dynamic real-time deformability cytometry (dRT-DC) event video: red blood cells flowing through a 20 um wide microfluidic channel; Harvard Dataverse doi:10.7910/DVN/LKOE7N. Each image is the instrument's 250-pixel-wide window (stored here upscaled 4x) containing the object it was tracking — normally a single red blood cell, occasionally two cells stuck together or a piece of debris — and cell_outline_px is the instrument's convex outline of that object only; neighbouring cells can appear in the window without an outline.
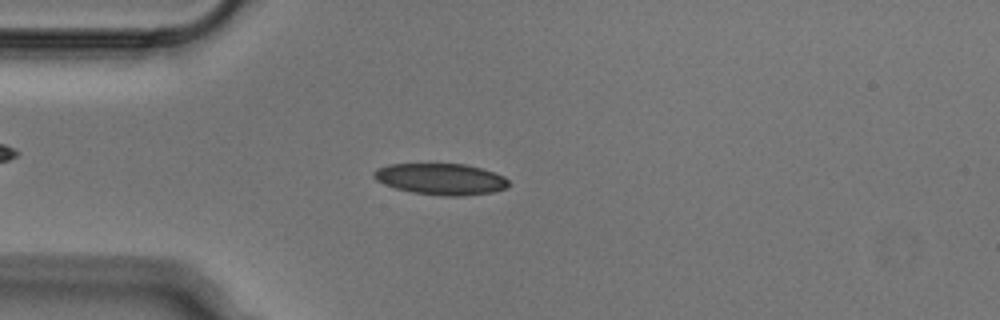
{"species": "Egyptian fruit bat (a non-hibernating species)", "species_latin": "Rousettus aegyptiacus", "temperature_condition": "cold", "stored_images_in_passage": 50, "camera_frame_rate_fps": 3000, "um_per_image_px": 0.085, "animal": {"sex": "male"}, "frame": {"image": 1, "passage_image": 12, "time_ms": 3.667, "image_size_px": [1000, 320], "cell_outline_px": [[508, 184], [504, 188], [492, 192], [460, 196], [444, 196], [412, 192], [396, 188], [384, 184], [376, 180], [372, 176], [372, 172], [376, 168], [392, 164], [428, 160], [464, 164], [480, 168], [504, 176], [508, 180]], "centroid_in_image_um": [37.38, 15.16], "position_along_channel_um": 47.6, "area_um2": 25.43}}
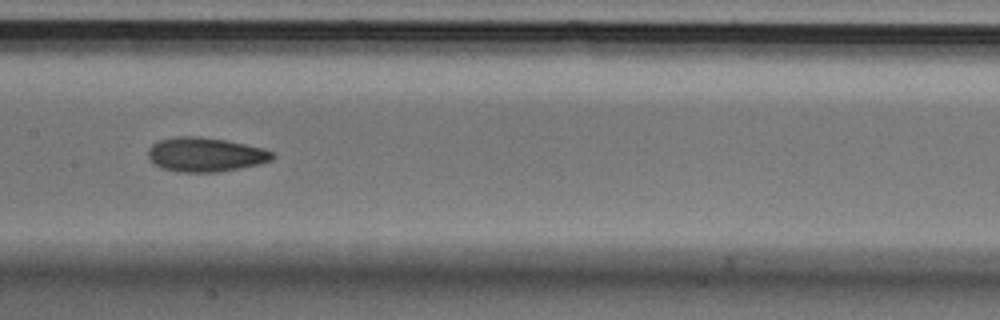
{"frame": {"image": 2, "passage_image": 24, "time_ms": 7.667, "image_size_px": [1000, 320], "cell_outline_px": [[276, 156], [272, 160], [260, 164], [240, 168], [216, 172], [176, 172], [160, 168], [152, 164], [148, 156], [148, 148], [152, 144], [160, 140], [176, 136], [200, 136], [228, 140], [264, 148], [272, 152]], "centroid_in_image_um": [17.45, 13.14], "position_along_channel_um": 190.0, "area_um2": 25.2}}
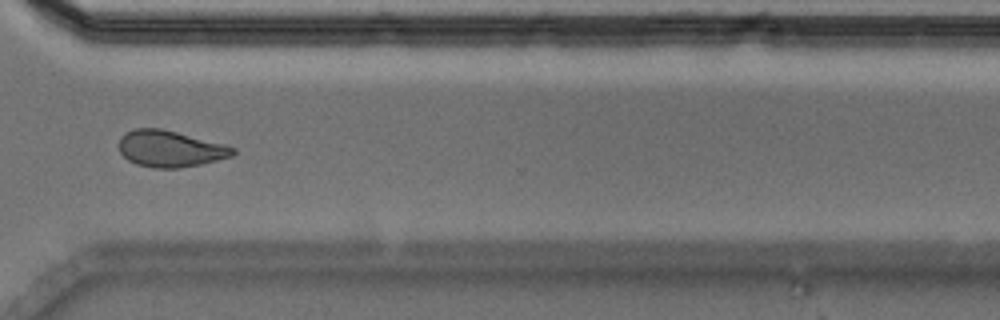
{"frame": {"image": 3, "passage_image": 37, "time_ms": 12.0, "image_size_px": [1000, 320], "cell_outline_px": [[236, 152], [232, 156], [200, 164], [180, 168], [152, 168], [136, 164], [128, 160], [120, 152], [120, 136], [124, 132], [136, 128], [160, 128], [228, 144], [236, 148]], "centroid_in_image_um": [14.48, 12.64], "position_along_channel_um": 356.1, "area_um2": 24.39}}